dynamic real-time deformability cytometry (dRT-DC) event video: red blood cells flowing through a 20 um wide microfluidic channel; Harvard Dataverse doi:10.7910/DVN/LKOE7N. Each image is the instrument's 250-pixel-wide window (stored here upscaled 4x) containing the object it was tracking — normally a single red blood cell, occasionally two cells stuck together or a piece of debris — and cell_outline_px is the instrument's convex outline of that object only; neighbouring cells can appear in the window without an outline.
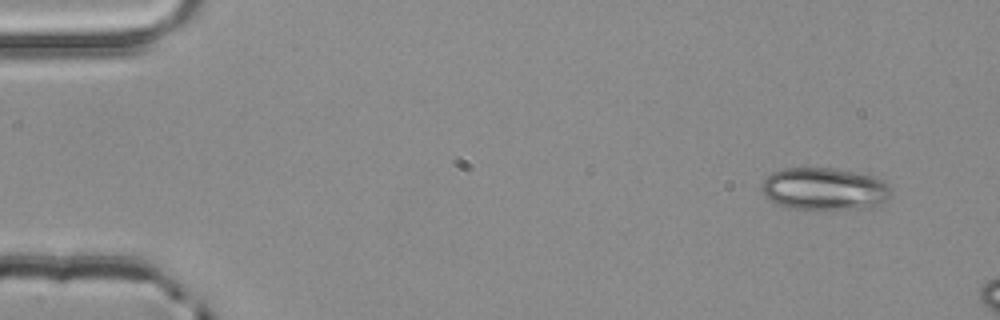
{"species": "common noctule bat (a hibernating species)", "species_latin": "Nyctalus noctula", "temperature_condition": "room temperature", "stored_images_in_passage": 3, "camera_frame_rate_fps": 3000, "um_per_image_px": 0.085, "animal": {"sex": "male", "body_mass_g": 20.4}, "frame": {"image": 1, "passage_image": 1, "time_ms": 0.0, "image_size_px": [1000, 320], "cell_outline_px": [[892, 196], [868, 208], [788, 208], [764, 196], [760, 188], [760, 184], [772, 172], [784, 168], [832, 168], [872, 176], [884, 180], [892, 188]], "centroid_in_image_um": [70.07, 16.04], "position_along_channel_um": 14.9, "area_um2": 31.62}}